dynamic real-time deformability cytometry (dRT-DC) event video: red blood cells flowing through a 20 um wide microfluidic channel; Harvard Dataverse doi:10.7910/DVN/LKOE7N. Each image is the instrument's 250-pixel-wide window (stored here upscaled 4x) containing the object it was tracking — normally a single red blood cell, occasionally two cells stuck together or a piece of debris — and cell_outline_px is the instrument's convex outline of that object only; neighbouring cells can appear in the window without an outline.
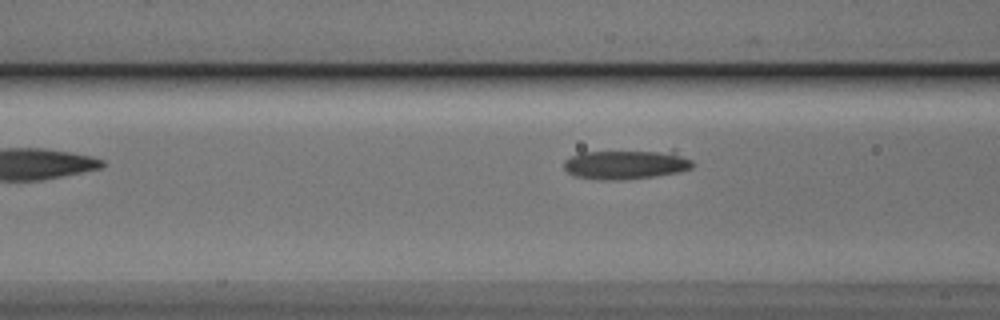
{"species": "Egyptian fruit bat (a non-hibernating species)", "species_latin": "Rousettus aegyptiacus", "temperature_condition": "cold", "stored_images_in_passage": 9, "camera_frame_rate_fps": 3000, "um_per_image_px": 0.085, "animal": {"sex": "male"}, "frame": {"image": 1, "passage_image": 7, "time_ms": 2.0, "image_size_px": [1000, 320], "cell_outline_px": [[692, 168], [680, 172], [652, 176], [620, 180], [608, 180], [576, 176], [568, 172], [564, 168], [564, 160], [580, 152], [672, 148], [676, 148], [692, 160]], "centroid_in_image_um": [53.33, 13.91], "position_along_channel_um": 113.3, "area_um2": 23.0}}